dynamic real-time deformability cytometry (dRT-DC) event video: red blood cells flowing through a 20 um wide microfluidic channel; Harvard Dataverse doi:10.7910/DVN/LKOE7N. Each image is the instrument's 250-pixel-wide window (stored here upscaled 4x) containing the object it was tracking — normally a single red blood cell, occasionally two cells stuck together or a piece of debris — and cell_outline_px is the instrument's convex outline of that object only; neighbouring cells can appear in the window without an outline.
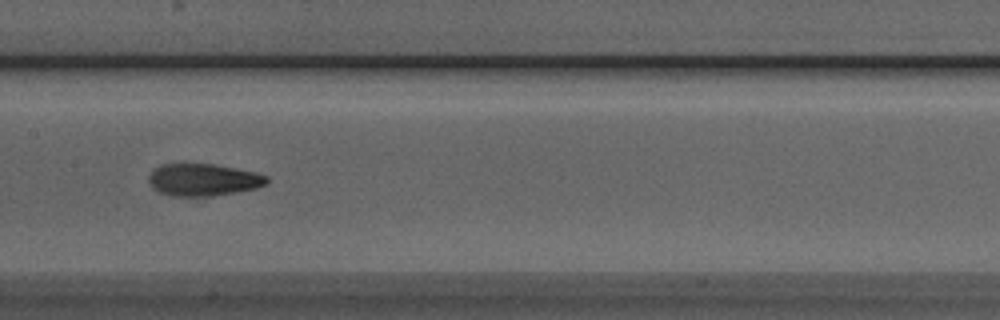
{"species": "Egyptian fruit bat (a non-hibernating species)", "species_latin": "Rousettus aegyptiacus", "temperature_condition": "room temperature", "stored_images_in_passage": 6, "camera_frame_rate_fps": 3000, "um_per_image_px": 0.085, "animal": {"sex": "male"}, "frame": {"image": 1, "passage_image": 4, "time_ms": 1.0, "image_size_px": [1000, 320], "cell_outline_px": [[268, 184], [256, 188], [212, 196], [172, 196], [160, 192], [152, 188], [148, 180], [148, 176], [160, 164], [184, 160], [212, 164], [236, 168], [256, 172], [268, 176]], "centroid_in_image_um": [17.24, 15.23], "position_along_channel_um": 190.2, "area_um2": 22.89}}
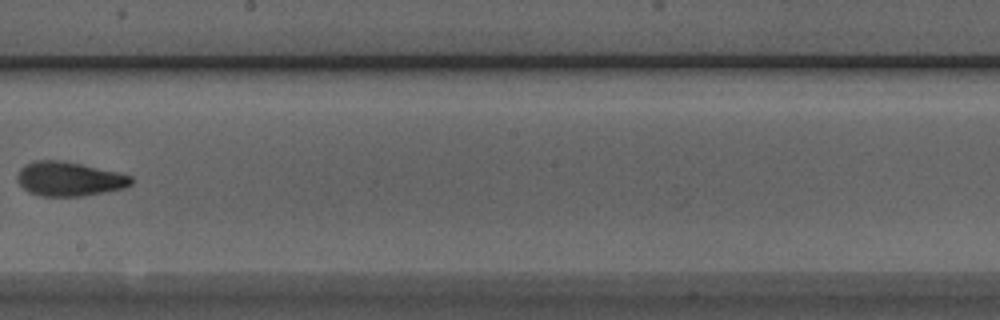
{"frame": {"image": 2, "passage_image": 5, "time_ms": 1.333, "image_size_px": [1000, 320], "cell_outline_px": [[132, 184], [124, 188], [84, 196], [40, 196], [28, 192], [16, 180], [16, 176], [20, 168], [24, 164], [36, 160], [56, 160], [80, 164], [116, 172], [132, 176]], "centroid_in_image_um": [5.84, 15.22], "position_along_channel_um": 242.4, "area_um2": 22.66}}
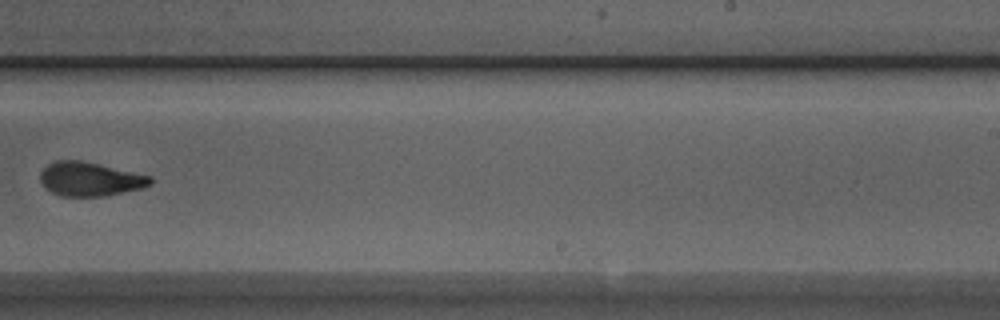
{"frame": {"image": 3, "passage_image": 6, "time_ms": 1.667, "image_size_px": [1000, 320], "cell_outline_px": [[152, 184], [140, 188], [108, 196], [60, 196], [52, 192], [40, 180], [40, 172], [48, 164], [56, 160], [80, 160], [152, 176]], "centroid_in_image_um": [7.65, 15.22], "position_along_channel_um": 281.3, "area_um2": 21.62}}